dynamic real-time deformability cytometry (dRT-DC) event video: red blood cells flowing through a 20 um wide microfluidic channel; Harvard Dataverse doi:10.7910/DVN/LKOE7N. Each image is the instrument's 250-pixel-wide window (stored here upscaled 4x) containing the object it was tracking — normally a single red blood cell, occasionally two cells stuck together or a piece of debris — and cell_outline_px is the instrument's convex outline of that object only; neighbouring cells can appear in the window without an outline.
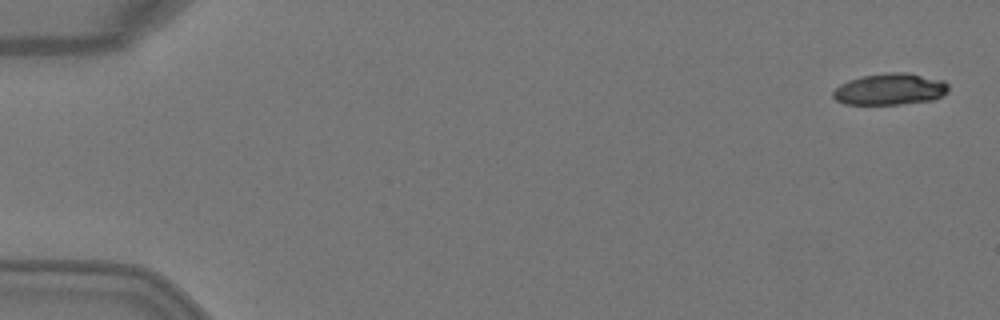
{"species": "Egyptian fruit bat (a non-hibernating species)", "species_latin": "Rousettus aegyptiacus", "temperature_condition": "warm", "stored_images_in_passage": 4, "camera_frame_rate_fps": 3000, "um_per_image_px": 0.085, "animal": {"sex": "female"}, "frame": {"image": 1, "passage_image": 1, "time_ms": 0.0, "image_size_px": [1000, 320], "cell_outline_px": [[948, 92], [932, 100], [900, 104], [844, 104], [836, 100], [832, 96], [832, 92], [840, 84], [848, 80], [864, 76], [888, 72], [908, 72], [944, 80], [948, 84]], "centroid_in_image_um": [75.65, 7.57], "position_along_channel_um": 9.3, "area_um2": 21.27}}
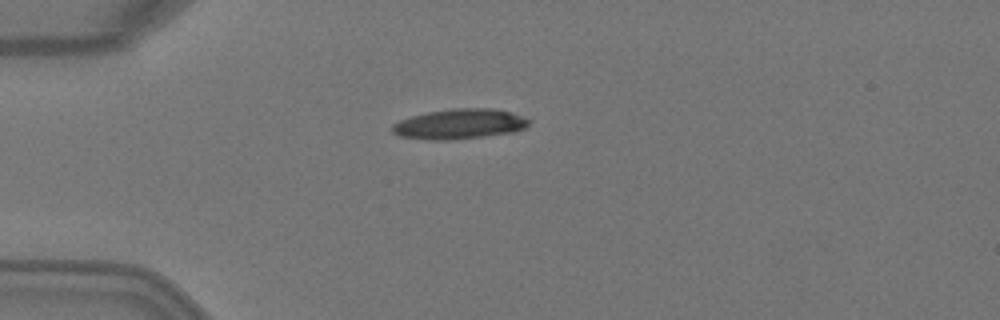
{"frame": {"image": 2, "passage_image": 4, "time_ms": 1.0, "image_size_px": [1000, 320], "cell_outline_px": [[532, 120], [524, 128], [512, 132], [484, 136], [448, 140], [428, 140], [400, 136], [392, 132], [392, 124], [400, 120], [412, 116], [428, 112], [452, 108], [492, 108], [508, 112]], "centroid_in_image_um": [39.03, 10.54], "position_along_channel_um": 46.0, "area_um2": 23.76}}